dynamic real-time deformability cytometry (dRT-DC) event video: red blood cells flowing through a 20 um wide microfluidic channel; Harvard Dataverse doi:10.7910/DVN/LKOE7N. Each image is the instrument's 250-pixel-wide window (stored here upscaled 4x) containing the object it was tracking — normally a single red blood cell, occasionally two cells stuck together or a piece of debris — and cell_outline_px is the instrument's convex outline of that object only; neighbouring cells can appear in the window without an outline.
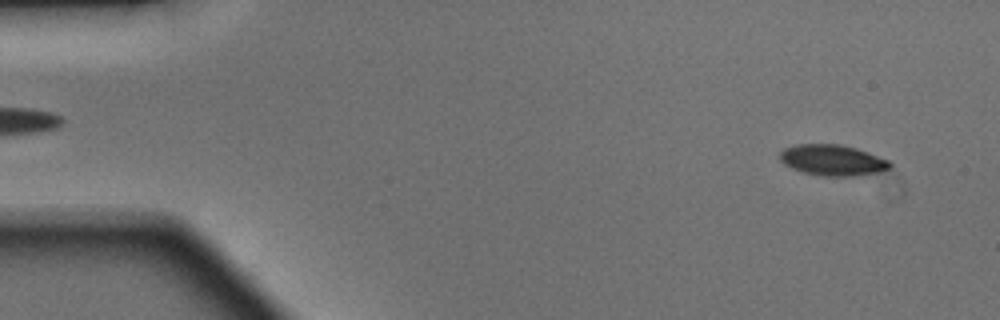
{"species": "Egyptian fruit bat (a non-hibernating species)", "species_latin": "Rousettus aegyptiacus", "temperature_condition": "warm", "stored_images_in_passage": 9, "camera_frame_rate_fps": 3000, "um_per_image_px": 0.085, "animal": {"sex": "male"}, "frame": {"image": 1, "passage_image": 2, "time_ms": 0.333, "image_size_px": [1000, 320], "cell_outline_px": [[892, 168], [880, 172], [852, 176], [824, 176], [804, 172], [792, 168], [784, 164], [780, 160], [780, 152], [784, 148], [796, 144], [840, 144], [856, 148], [888, 160], [892, 164]], "centroid_in_image_um": [70.77, 13.61], "position_along_channel_um": 14.2, "area_um2": 19.77}}